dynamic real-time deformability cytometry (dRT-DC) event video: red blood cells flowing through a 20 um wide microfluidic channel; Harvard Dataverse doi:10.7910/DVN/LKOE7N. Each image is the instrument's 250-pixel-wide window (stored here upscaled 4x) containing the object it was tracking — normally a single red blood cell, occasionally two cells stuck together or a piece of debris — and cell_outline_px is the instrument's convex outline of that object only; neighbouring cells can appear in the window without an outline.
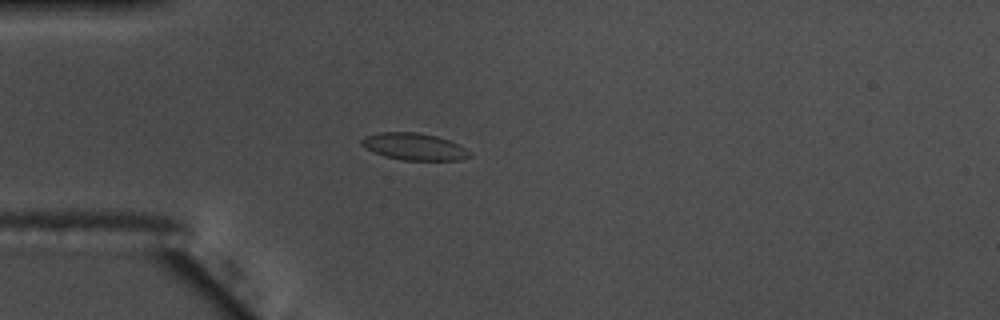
{"species": "common noctule bat (a hibernating species)", "species_latin": "Nyctalus noctula", "temperature_condition": "warm", "stored_images_in_passage": 51, "camera_frame_rate_fps": 3000, "um_per_image_px": 0.085, "animal": {"sex": "male", "body_mass_g": 17.5, "forearm_length_mm": 52.3}, "frame": {"image": 1, "passage_image": 15, "time_ms": 4.667, "image_size_px": [1000, 320], "cell_outline_px": [[472, 156], [460, 160], [404, 160], [384, 156], [360, 144], [360, 140], [364, 136], [380, 132], [416, 132], [436, 136], [460, 144], [472, 152]], "centroid_in_image_um": [35.25, 12.46], "position_along_channel_um": 49.8, "area_um2": 16.99}, "authors_computed_cell_mechanics": {"area_um2": 17.2244, "velocity_mm_per_s": 3.6468, "shape_relaxation_time_tau1_ms": null, "shape_relaxation_time_tau2_ms": 0.7927, "deformation_change_tau1": null, "deformation_change_tau2": 0.0593}}